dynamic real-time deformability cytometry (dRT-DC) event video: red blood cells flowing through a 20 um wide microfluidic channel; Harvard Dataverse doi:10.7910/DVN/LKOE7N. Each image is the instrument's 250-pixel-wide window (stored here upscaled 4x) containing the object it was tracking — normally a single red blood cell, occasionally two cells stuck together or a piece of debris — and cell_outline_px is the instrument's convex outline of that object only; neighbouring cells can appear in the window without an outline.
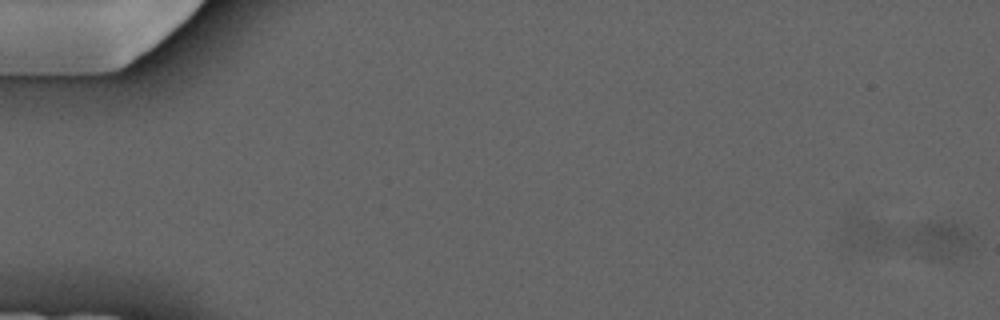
{"species": "common noctule bat (a hibernating species)", "species_latin": "Nyctalus noctula", "temperature_condition": "cold", "stored_images_in_passage": 9, "camera_frame_rate_fps": 3000, "um_per_image_px": 0.085, "animal": {"sex": "male", "forearm_length_mm": 52.5}, "frame": {"image": 1, "passage_image": 1, "time_ms": 0.0, "image_size_px": [1000, 320], "cell_outline_px": [[976, 248], [968, 256], [952, 260], [932, 260], [924, 256], [904, 244], [904, 240], [912, 224], [928, 220], [952, 220], [968, 228], [976, 236]], "centroid_in_image_um": [79.99, 20.38], "position_along_channel_um": 5.0, "area_um2": 16.47}}
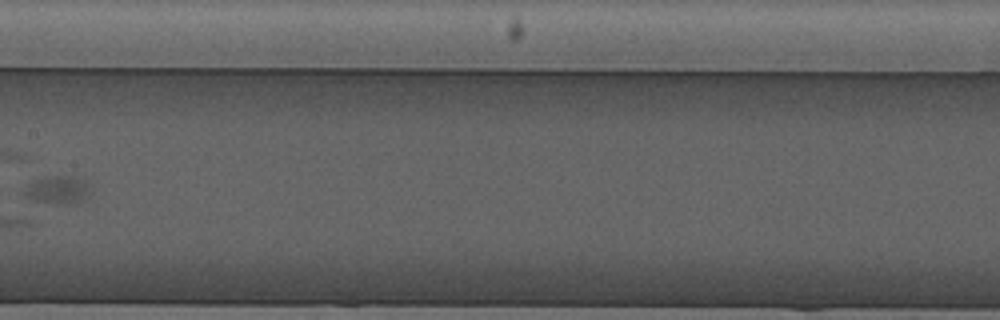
{"frame": {"image": 2, "passage_image": 9, "time_ms": 9.333, "image_size_px": [1000, 320], "cell_outline_px": [[92, 188], [88, 196], [84, 200], [76, 204], [56, 204], [36, 200], [28, 196], [24, 192], [28, 184], [36, 180], [48, 176], [72, 176], [88, 180]], "centroid_in_image_um": [5.04, 16.13], "position_along_channel_um": 202.4, "area_um2": 10.87}}